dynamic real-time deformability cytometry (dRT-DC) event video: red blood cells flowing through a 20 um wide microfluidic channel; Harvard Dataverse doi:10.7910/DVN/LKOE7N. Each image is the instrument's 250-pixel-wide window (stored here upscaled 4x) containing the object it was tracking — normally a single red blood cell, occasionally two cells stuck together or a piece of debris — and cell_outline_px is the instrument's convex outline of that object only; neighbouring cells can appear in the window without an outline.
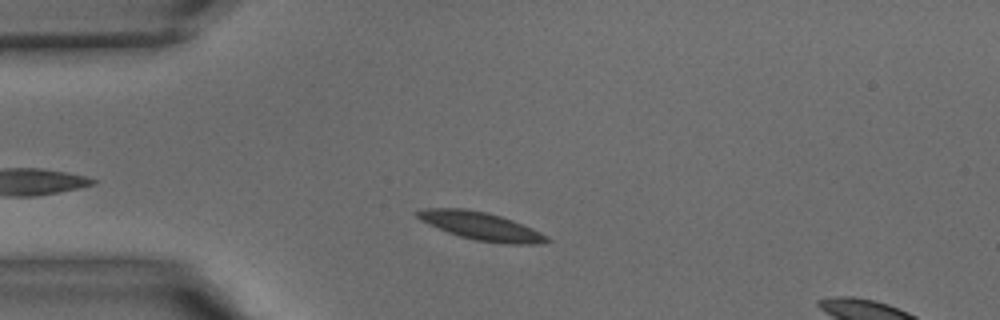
{"species": "common noctule bat (a hibernating species)", "species_latin": "Nyctalus noctula", "temperature_condition": "warm", "stored_images_in_passage": 35, "camera_frame_rate_fps": 3000, "um_per_image_px": 0.085, "animal": {"sex": "male", "body_mass_g": 15.6}, "frame": {"image": 1, "passage_image": 6, "time_ms": 1.667, "image_size_px": [1000, 320], "cell_outline_px": [[552, 240], [540, 244], [504, 244], [476, 240], [460, 236], [448, 232], [428, 224], [420, 220], [416, 216], [416, 212], [420, 208], [464, 208], [488, 212], [512, 220], [532, 228], [548, 236]], "centroid_in_image_um": [40.89, 19.21], "position_along_channel_um": 44.1, "area_um2": 21.15}}
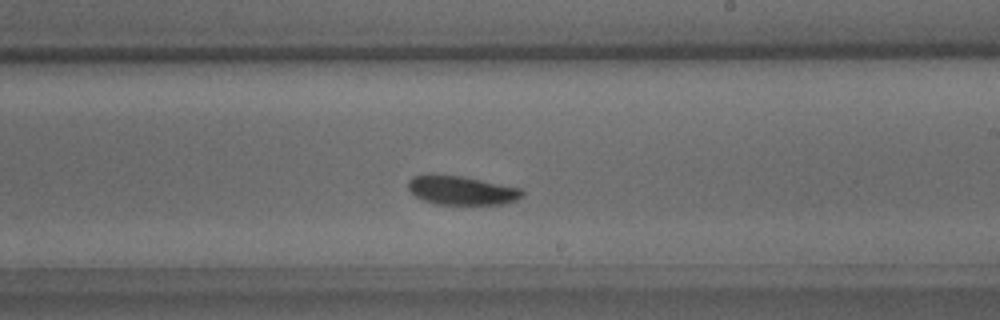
{"frame": {"image": 2, "passage_image": 20, "time_ms": 6.333, "image_size_px": [1000, 320], "cell_outline_px": [[524, 196], [516, 200], [504, 204], [436, 204], [424, 200], [416, 196], [408, 188], [408, 180], [412, 176], [428, 172], [460, 176], [524, 188]], "centroid_in_image_um": [39.23, 16.15], "position_along_channel_um": 249.8, "area_um2": 19.59}}
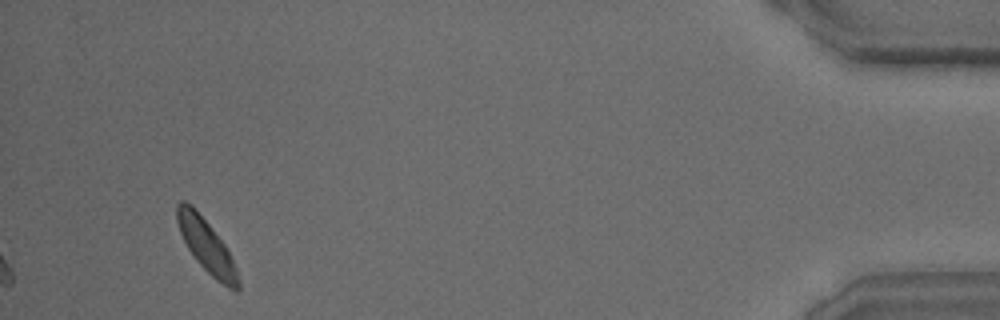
{"frame": {"image": 3, "passage_image": 35, "time_ms": 11.333, "image_size_px": [1000, 320], "cell_outline_px": [[240, 288], [236, 292], [228, 288], [216, 280], [196, 260], [188, 248], [180, 232], [176, 220], [176, 204], [180, 200], [184, 200], [192, 204], [224, 244], [236, 268], [240, 280]], "centroid_in_image_um": [17.54, 20.9], "position_along_channel_um": 417.7, "area_um2": 18.67}}